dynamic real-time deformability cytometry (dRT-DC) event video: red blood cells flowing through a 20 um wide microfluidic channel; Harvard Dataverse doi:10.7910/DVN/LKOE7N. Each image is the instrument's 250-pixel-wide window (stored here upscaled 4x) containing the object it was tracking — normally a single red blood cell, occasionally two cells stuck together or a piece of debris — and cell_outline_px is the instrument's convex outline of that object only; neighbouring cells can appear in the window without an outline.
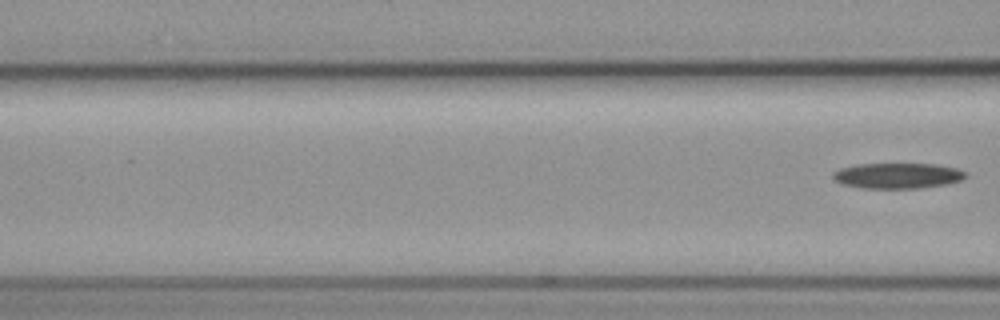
{"species": "common noctule bat (a hibernating species)", "species_latin": "Nyctalus noctula", "temperature_condition": "cold", "stored_images_in_passage": 8, "camera_frame_rate_fps": 3000, "um_per_image_px": 0.085, "animal": {"sex": "female", "body_mass_g": 19.3, "forearm_length_mm": 54.1}, "frame": {"image": 1, "passage_image": 8, "time_ms": 8.667, "image_size_px": [1000, 320], "cell_outline_px": [[968, 176], [960, 180], [944, 184], [916, 188], [860, 188], [840, 184], [832, 176], [832, 172], [840, 168], [856, 164], [936, 164], [956, 168], [964, 172]], "centroid_in_image_um": [76.23, 14.93], "position_along_channel_um": 90.4, "area_um2": 19.65}}